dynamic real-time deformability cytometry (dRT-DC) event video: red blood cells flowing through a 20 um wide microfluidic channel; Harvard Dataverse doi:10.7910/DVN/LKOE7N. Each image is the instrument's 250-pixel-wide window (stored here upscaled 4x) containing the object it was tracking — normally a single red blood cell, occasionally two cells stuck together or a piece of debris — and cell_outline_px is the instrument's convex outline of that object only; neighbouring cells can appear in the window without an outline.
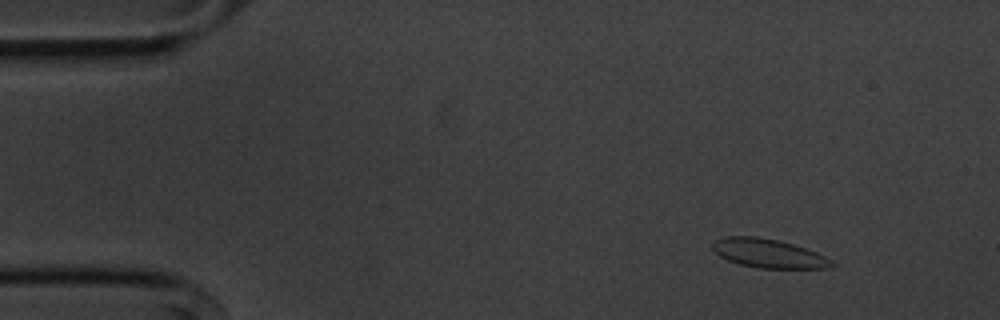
{"species": "common noctule bat (a hibernating species)", "species_latin": "Nyctalus noctula", "temperature_condition": "cold", "stored_images_in_passage": 54, "camera_frame_rate_fps": 3000, "um_per_image_px": 0.085, "animal": {"sex": "male", "body_mass_g": 20.1, "forearm_length_mm": 53.5}, "frame": {"image": 1, "passage_image": 5, "time_ms": 1.333, "image_size_px": [1000, 320], "cell_outline_px": [[836, 264], [828, 268], [760, 268], [740, 264], [728, 260], [720, 256], [712, 248], [712, 240], [724, 236], [756, 236], [776, 240], [792, 244], [816, 252], [832, 260]], "centroid_in_image_um": [65.29, 21.53], "position_along_channel_um": 19.7, "area_um2": 19.94}}
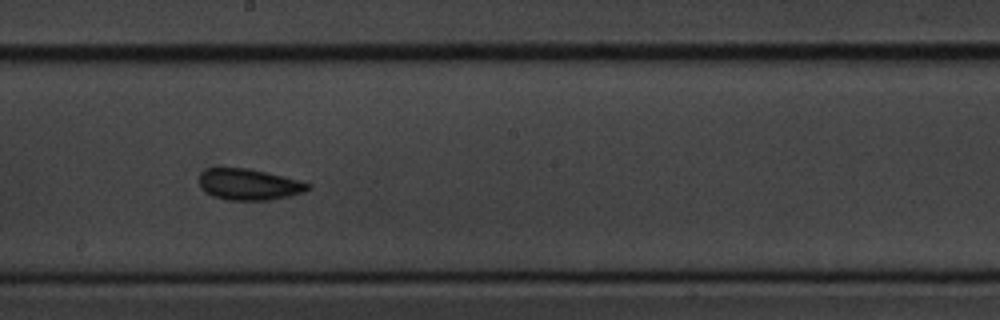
{"frame": {"image": 2, "passage_image": 29, "time_ms": 9.333, "image_size_px": [1000, 320], "cell_outline_px": [[312, 188], [304, 192], [288, 196], [268, 200], [228, 200], [216, 196], [208, 192], [200, 184], [200, 172], [208, 168], [248, 168], [300, 180], [312, 184]], "centroid_in_image_um": [21.23, 15.67], "position_along_channel_um": 227.0, "area_um2": 19.54}}
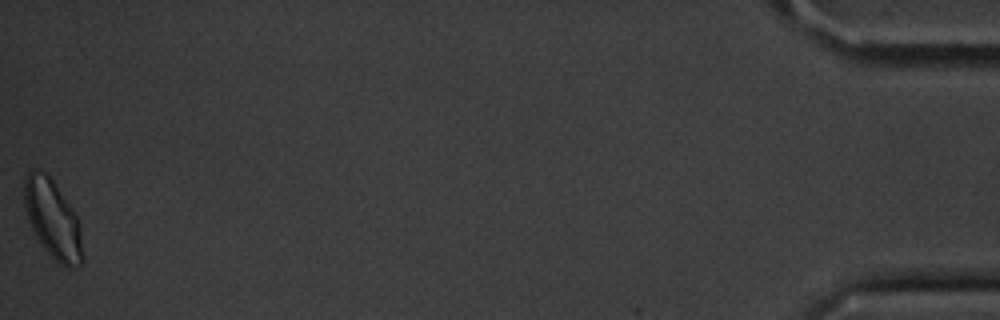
{"frame": {"image": 3, "passage_image": 54, "time_ms": 17.667, "image_size_px": [1000, 320], "cell_outline_px": [[84, 264], [76, 268], [68, 268], [60, 264], [44, 248], [36, 236], [28, 220], [24, 204], [24, 176], [32, 168], [36, 168], [48, 172], [76, 216], [80, 224], [84, 256]], "centroid_in_image_um": [4.5, 18.63], "position_along_channel_um": 430.7, "area_um2": 27.05}, "authors_computed_cell_mechanics": {"area_um2": 19.7098, "velocity_mm_per_s": 3.6029, "shape_relaxation_time_tau1_ms": 3.876, "shape_relaxation_time_tau2_ms": 3.1963, "deformation_change_tau1": 0.0669, "deformation_change_tau2": 0.0511}}